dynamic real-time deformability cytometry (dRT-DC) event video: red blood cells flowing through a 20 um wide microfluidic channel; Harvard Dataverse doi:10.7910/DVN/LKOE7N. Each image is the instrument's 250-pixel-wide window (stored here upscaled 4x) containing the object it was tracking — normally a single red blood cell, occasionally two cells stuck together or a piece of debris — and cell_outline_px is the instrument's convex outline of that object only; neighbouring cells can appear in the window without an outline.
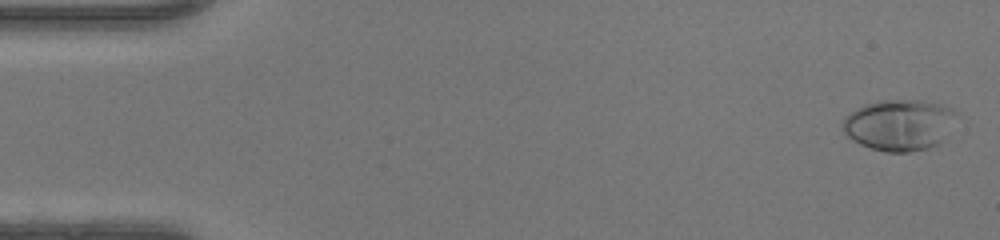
{"species": "human", "species_latin": "Homo sapiens", "temperature_condition": "warm", "stored_images_in_passage": 48, "camera_frame_rate_fps": 3000, "um_per_image_px": 0.085, "donor": {"sex": "female"}, "frame": {"image": 1, "passage_image": 2, "time_ms": 0.333, "image_size_px": [1000, 240], "cell_outline_px": [[956, 112], [940, 144], [928, 148], [908, 152], [884, 152], [860, 144], [852, 140], [844, 132], [840, 124], [844, 116], [856, 108], [864, 104], [880, 100], [920, 100], [940, 104], [952, 108]], "centroid_in_image_um": [76.36, 10.61], "position_along_channel_um": 8.6, "area_um2": 33.81}}
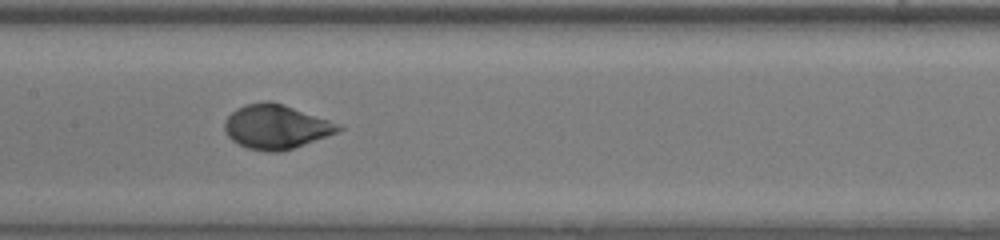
{"frame": {"image": 2, "passage_image": 24, "time_ms": 7.667, "image_size_px": [1000, 240], "cell_outline_px": [[344, 128], [336, 132], [292, 148], [280, 152], [268, 152], [248, 148], [232, 140], [228, 136], [224, 128], [224, 120], [236, 108], [244, 104], [264, 100], [272, 100], [328, 120]], "centroid_in_image_um": [23.39, 10.75], "position_along_channel_um": 184.0, "area_um2": 28.96}}
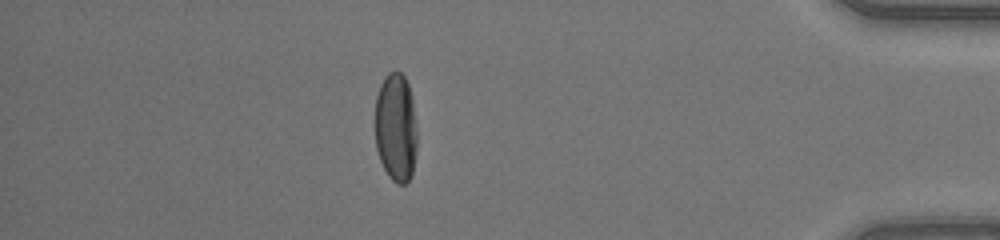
{"frame": {"image": 3, "passage_image": 42, "time_ms": 13.667, "image_size_px": [1000, 240], "cell_outline_px": [[416, 152], [412, 172], [408, 180], [404, 184], [396, 184], [388, 176], [380, 160], [376, 148], [376, 96], [380, 84], [384, 76], [388, 72], [400, 72], [404, 76], [408, 84], [412, 96], [416, 120]], "centroid_in_image_um": [33.65, 10.83], "position_along_channel_um": 401.5, "area_um2": 26.76}, "authors_computed_cell_mechanics": {"area_um2": 29.0445, "velocity_mm_per_s": 4.3706, "shape_relaxation_time_tau1_ms": 2.847, "shape_relaxation_time_tau2_ms": null, "deformation_change_tau1": 0.1877, "deformation_change_tau2": null}}